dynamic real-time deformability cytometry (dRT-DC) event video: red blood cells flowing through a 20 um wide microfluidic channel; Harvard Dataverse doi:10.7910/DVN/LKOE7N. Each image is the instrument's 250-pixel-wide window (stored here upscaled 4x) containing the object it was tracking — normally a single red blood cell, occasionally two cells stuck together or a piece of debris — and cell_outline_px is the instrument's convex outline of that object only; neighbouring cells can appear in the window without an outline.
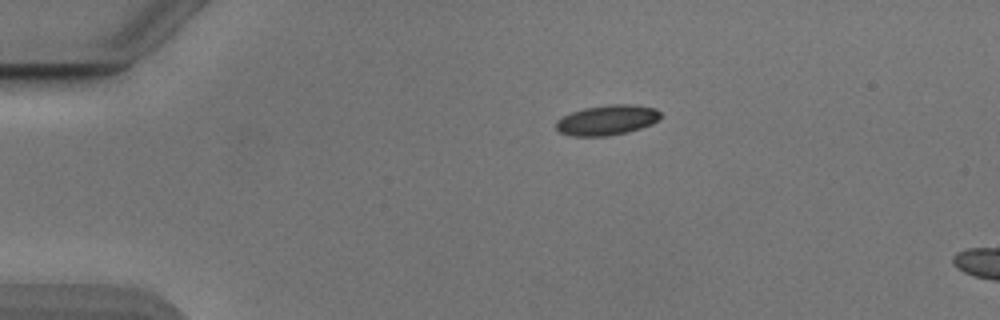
{"species": "Egyptian fruit bat (a non-hibernating species)", "species_latin": "Rousettus aegyptiacus", "temperature_condition": "cold", "stored_images_in_passage": 5, "camera_frame_rate_fps": 3000, "um_per_image_px": 0.085, "animal": {"sex": "male"}, "frame": {"image": 1, "passage_image": 1, "time_ms": 0.0, "image_size_px": [1000, 320], "cell_outline_px": [[660, 120], [652, 124], [628, 132], [608, 136], [572, 136], [560, 132], [556, 128], [556, 120], [560, 116], [584, 108], [608, 104], [636, 104], [656, 108], [660, 112]], "centroid_in_image_um": [51.61, 10.2], "position_along_channel_um": 33.4, "area_um2": 18.61}}